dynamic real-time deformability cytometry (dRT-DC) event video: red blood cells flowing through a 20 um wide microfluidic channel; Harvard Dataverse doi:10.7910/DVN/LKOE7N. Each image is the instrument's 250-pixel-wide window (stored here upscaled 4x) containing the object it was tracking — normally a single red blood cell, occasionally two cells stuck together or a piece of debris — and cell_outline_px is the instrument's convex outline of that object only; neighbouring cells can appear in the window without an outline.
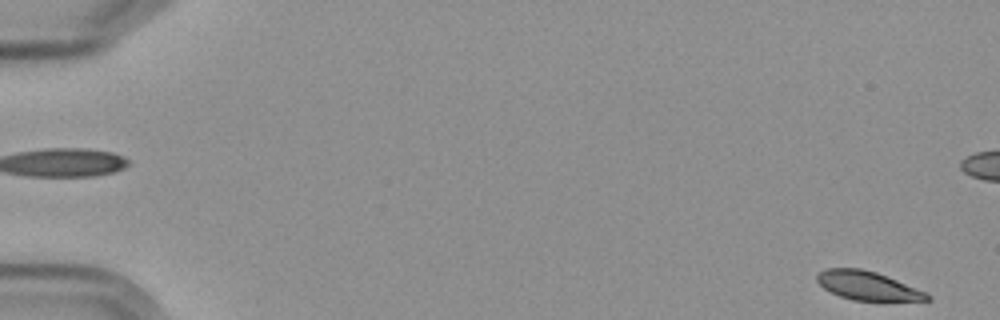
{"species": "Egyptian fruit bat (a non-hibernating species)", "species_latin": "Rousettus aegyptiacus", "temperature_condition": "cold", "stored_images_in_passage": 2, "camera_frame_rate_fps": 3000, "um_per_image_px": 0.085, "frame": {"image": 1, "passage_image": 2, "time_ms": 1.0, "image_size_px": [1000, 320], "cell_outline_px": [[932, 300], [852, 300], [840, 296], [824, 288], [816, 280], [816, 276], [820, 272], [828, 268], [860, 268], [876, 272], [928, 292], [932, 296]], "centroid_in_image_um": [73.78, 24.28], "position_along_channel_um": 11.2, "area_um2": 18.26}}